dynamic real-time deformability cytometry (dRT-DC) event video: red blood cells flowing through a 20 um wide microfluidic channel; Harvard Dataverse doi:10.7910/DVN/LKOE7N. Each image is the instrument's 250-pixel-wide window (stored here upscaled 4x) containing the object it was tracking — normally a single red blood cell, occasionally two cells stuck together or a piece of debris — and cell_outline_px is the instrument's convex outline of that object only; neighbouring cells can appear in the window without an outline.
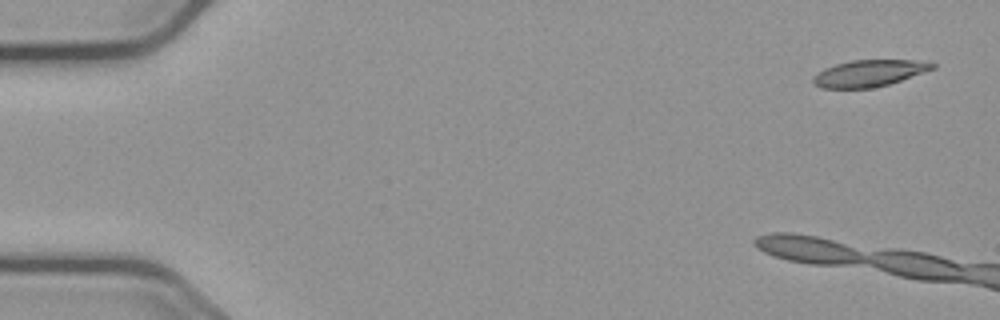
{"species": "common noctule bat (a hibernating species)", "species_latin": "Nyctalus noctula", "temperature_condition": "cold", "stored_images_in_passage": 6, "camera_frame_rate_fps": 3000, "um_per_image_px": 0.085, "animal": {"sex": "male", "body_mass_g": 23.1, "forearm_length_mm": 52.7}, "frame": {"image": 1, "passage_image": 1, "time_ms": 0.0, "image_size_px": [1000, 320], "cell_outline_px": [[936, 68], [888, 84], [872, 88], [820, 88], [812, 80], [812, 76], [824, 68], [836, 64], [852, 60], [916, 60], [936, 64]], "centroid_in_image_um": [73.85, 6.22], "position_along_channel_um": 11.1, "area_um2": 18.38}}